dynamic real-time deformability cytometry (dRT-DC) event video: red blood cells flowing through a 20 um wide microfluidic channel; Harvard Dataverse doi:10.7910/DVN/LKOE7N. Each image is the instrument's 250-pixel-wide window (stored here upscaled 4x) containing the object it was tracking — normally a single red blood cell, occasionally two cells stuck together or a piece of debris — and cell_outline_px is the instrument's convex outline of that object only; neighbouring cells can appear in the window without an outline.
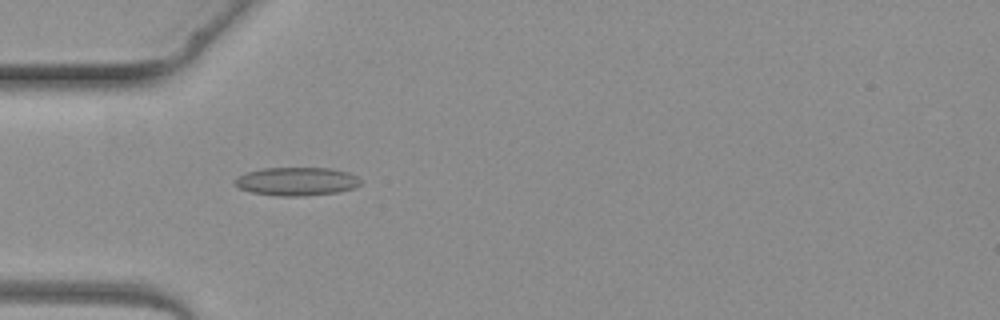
{"species": "common noctule bat (a hibernating species)", "species_latin": "Nyctalus noctula", "temperature_condition": "warm", "stored_images_in_passage": 3, "camera_frame_rate_fps": 3000, "um_per_image_px": 0.085, "animal": {"sex": "female", "body_mass_g": 19.3, "forearm_length_mm": 54.1}, "frame": {"image": 1, "passage_image": 3, "time_ms": 2.667, "image_size_px": [1000, 320], "cell_outline_px": [[360, 184], [352, 188], [336, 192], [304, 196], [276, 196], [252, 192], [240, 188], [232, 184], [240, 176], [248, 172], [264, 168], [332, 168], [348, 172], [356, 176], [360, 180]], "centroid_in_image_um": [25.21, 15.42], "position_along_channel_um": 59.8, "area_um2": 20.58}}